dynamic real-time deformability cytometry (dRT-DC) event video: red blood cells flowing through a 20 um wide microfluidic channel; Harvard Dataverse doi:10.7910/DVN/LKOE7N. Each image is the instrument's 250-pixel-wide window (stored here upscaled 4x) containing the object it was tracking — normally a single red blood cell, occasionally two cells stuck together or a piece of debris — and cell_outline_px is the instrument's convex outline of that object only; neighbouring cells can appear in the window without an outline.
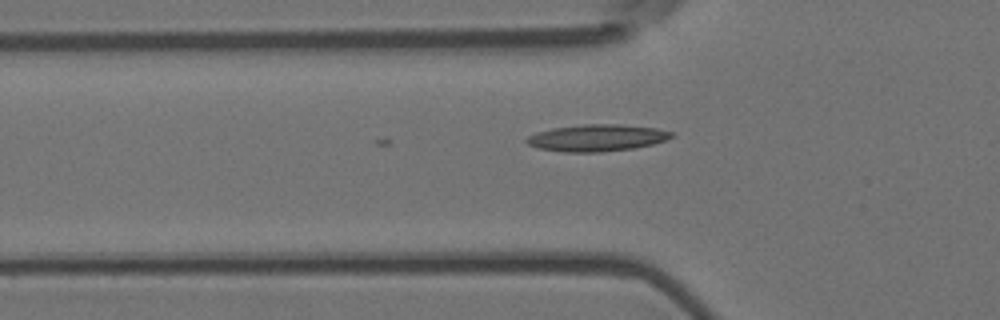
{"species": "Egyptian fruit bat (a non-hibernating species)", "species_latin": "Rousettus aegyptiacus", "temperature_condition": "room temperature", "stored_images_in_passage": 3, "camera_frame_rate_fps": 3000, "um_per_image_px": 0.085, "animal": {"sex": "female"}, "frame": {"image": 1, "passage_image": 3, "time_ms": 0.667, "image_size_px": [1000, 320], "cell_outline_px": [[676, 136], [652, 144], [632, 148], [600, 152], [564, 152], [540, 148], [528, 144], [524, 140], [528, 136], [536, 132], [552, 128], [584, 124], [620, 124], [656, 128], [676, 132]], "centroid_in_image_um": [50.76, 11.7], "position_along_channel_um": 75.0, "area_um2": 22.66}}